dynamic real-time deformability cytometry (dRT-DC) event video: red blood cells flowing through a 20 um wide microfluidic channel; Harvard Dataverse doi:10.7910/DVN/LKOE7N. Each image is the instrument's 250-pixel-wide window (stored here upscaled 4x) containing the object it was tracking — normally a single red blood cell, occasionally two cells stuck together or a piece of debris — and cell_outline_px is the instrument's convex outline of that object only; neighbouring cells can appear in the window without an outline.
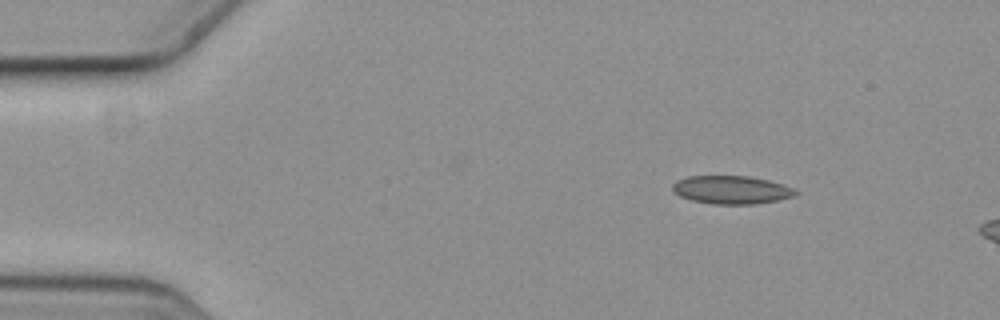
{"species": "common noctule bat (a hibernating species)", "species_latin": "Nyctalus noctula", "temperature_condition": "cold", "stored_images_in_passage": 4, "camera_frame_rate_fps": 3000, "um_per_image_px": 0.085, "animal": {"sex": "female", "body_mass_g": 19.3, "forearm_length_mm": 54.1}, "frame": {"image": 1, "passage_image": 1, "time_ms": 0.0, "image_size_px": [1000, 320], "cell_outline_px": [[800, 192], [796, 196], [756, 204], [712, 204], [692, 200], [680, 196], [672, 188], [672, 184], [688, 176], [748, 176], [768, 180], [792, 188]], "centroid_in_image_um": [62.2, 16.14], "position_along_channel_um": 22.8, "area_um2": 20.0}}